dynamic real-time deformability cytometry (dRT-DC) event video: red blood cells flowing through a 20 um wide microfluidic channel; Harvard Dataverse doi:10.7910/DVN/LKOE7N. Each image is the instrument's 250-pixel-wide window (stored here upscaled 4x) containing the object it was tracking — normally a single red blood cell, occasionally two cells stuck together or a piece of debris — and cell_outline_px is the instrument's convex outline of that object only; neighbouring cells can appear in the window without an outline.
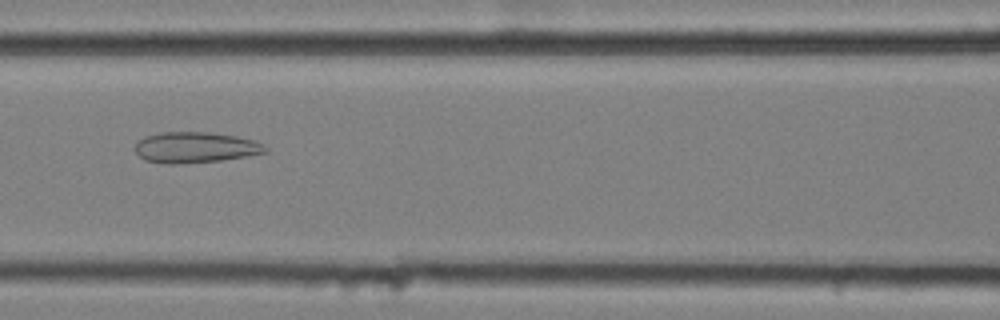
{"species": "common noctule bat (a hibernating species)", "species_latin": "Nyctalus noctula", "temperature_condition": "cold", "stored_images_in_passage": 58, "camera_frame_rate_fps": 3000, "um_per_image_px": 0.085, "animal": {"sex": "female", "body_mass_g": 25.1}, "frame": {"image": 1, "passage_image": 26, "time_ms": 8.333, "image_size_px": [1000, 320], "cell_outline_px": [[268, 152], [248, 156], [220, 160], [176, 164], [168, 164], [144, 160], [136, 152], [136, 144], [144, 136], [160, 132], [208, 132], [236, 136], [256, 140], [264, 144], [268, 148]], "centroid_in_image_um": [16.64, 12.52], "position_along_channel_um": 150.0, "area_um2": 23.47}}
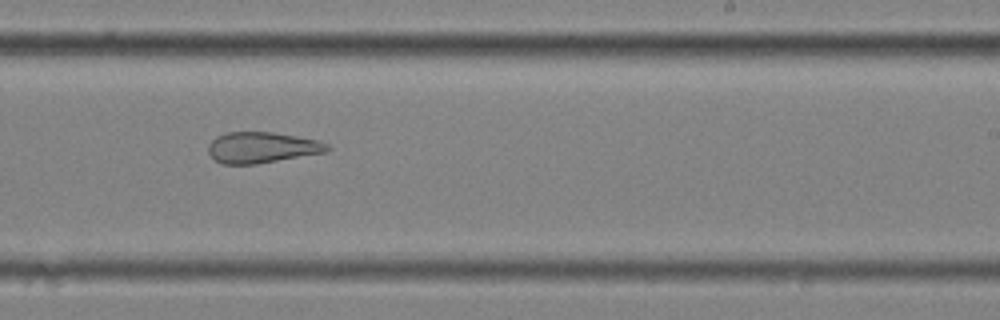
{"frame": {"image": 2, "passage_image": 36, "time_ms": 11.667, "image_size_px": [1000, 320], "cell_outline_px": [[332, 148], [328, 152], [256, 164], [224, 164], [216, 160], [208, 152], [208, 144], [216, 136], [228, 132], [272, 132], [320, 140], [328, 144]], "centroid_in_image_um": [22.3, 12.53], "position_along_channel_um": 266.7, "area_um2": 21.56}}
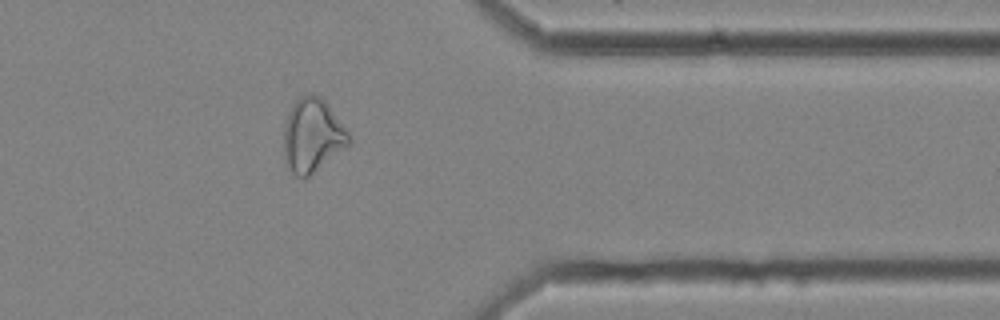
{"frame": {"image": 3, "passage_image": 47, "time_ms": 15.333, "image_size_px": [1000, 320], "cell_outline_px": [[352, 140], [348, 144], [304, 180], [296, 176], [288, 168], [284, 156], [284, 124], [288, 112], [292, 104], [300, 96], [320, 96], [328, 104], [348, 132]], "centroid_in_image_um": [26.52, 11.52], "position_along_channel_um": 384.9, "area_um2": 27.57}, "authors_computed_cell_mechanics": {"area_um2": 29.0445, "velocity_mm_per_s": 3.5137, "shape_relaxation_time_tau1_ms": null, "shape_relaxation_time_tau2_ms": 2.8408, "deformation_change_tau1": null, "deformation_change_tau2": 0.1203}}